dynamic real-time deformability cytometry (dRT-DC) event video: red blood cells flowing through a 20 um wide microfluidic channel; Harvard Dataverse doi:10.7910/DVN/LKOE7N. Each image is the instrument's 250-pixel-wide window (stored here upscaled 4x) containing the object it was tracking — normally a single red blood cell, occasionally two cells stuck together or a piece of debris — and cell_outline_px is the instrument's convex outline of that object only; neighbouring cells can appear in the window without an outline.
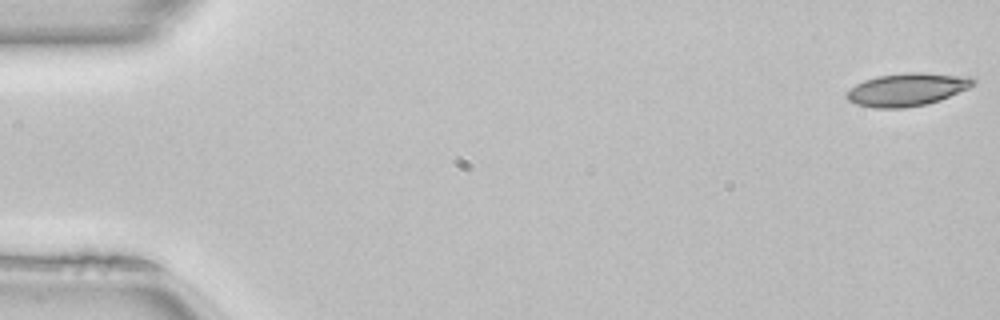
{"species": "common noctule bat (a hibernating species)", "species_latin": "Nyctalus noctula", "temperature_condition": "room temperature", "stored_images_in_passage": 50, "camera_frame_rate_fps": 3000, "um_per_image_px": 0.085, "animal": {"sex": "female", "body_mass_g": 22.7, "forearm_length_mm": 54.2}, "frame": {"image": 1, "passage_image": 1, "time_ms": 0.0, "image_size_px": [1000, 320], "cell_outline_px": [[976, 84], [968, 88], [940, 100], [924, 104], [904, 108], [876, 108], [856, 104], [848, 100], [844, 96], [856, 84], [864, 80], [880, 76], [908, 72], [920, 72], [976, 76]], "centroid_in_image_um": [77.16, 7.59], "position_along_channel_um": 7.8, "area_um2": 24.28}}
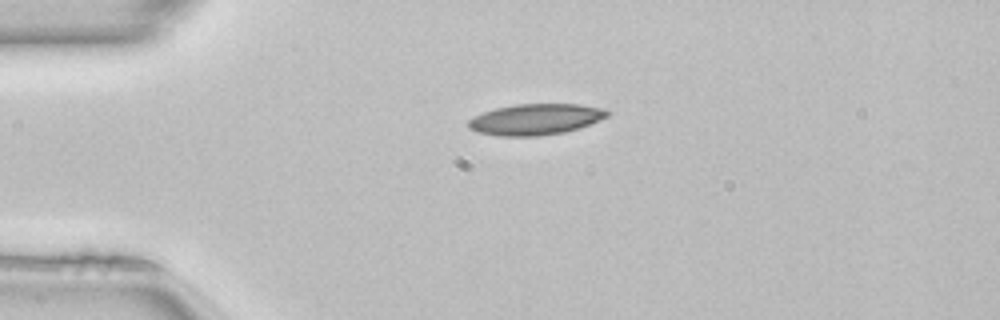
{"frame": {"image": 2, "passage_image": 12, "time_ms": 3.667, "image_size_px": [1000, 320], "cell_outline_px": [[608, 116], [600, 120], [580, 128], [564, 132], [540, 136], [500, 136], [476, 132], [468, 128], [468, 120], [472, 116], [496, 108], [516, 104], [580, 104], [608, 108]], "centroid_in_image_um": [45.53, 10.14], "position_along_channel_um": 39.5, "area_um2": 25.37}}
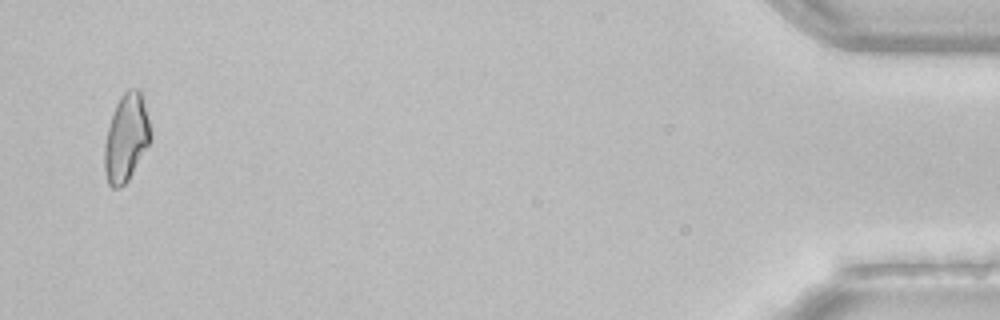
{"frame": {"image": 3, "passage_image": 49, "time_ms": 16.0, "image_size_px": [1000, 320], "cell_outline_px": [[152, 140], [128, 180], [120, 188], [112, 188], [108, 184], [104, 172], [104, 144], [108, 128], [116, 104], [120, 96], [128, 88], [140, 88], [152, 136]], "centroid_in_image_um": [10.72, 11.73], "position_along_channel_um": 424.5, "area_um2": 23.58}}